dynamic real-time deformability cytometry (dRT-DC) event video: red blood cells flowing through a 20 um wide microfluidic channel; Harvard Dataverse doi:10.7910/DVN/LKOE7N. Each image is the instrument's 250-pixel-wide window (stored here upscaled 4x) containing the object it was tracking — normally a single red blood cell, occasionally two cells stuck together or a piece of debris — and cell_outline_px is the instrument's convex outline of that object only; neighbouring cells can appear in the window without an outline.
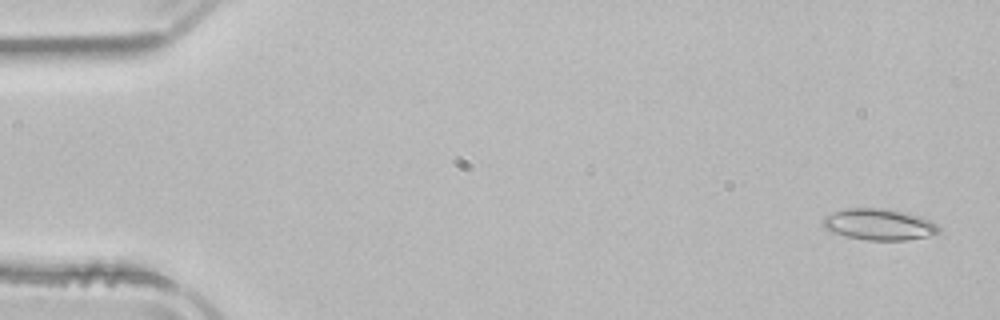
{"species": "common noctule bat (a hibernating species)", "species_latin": "Nyctalus noctula", "temperature_condition": "room temperature", "stored_images_in_passage": 52, "camera_frame_rate_fps": 3000, "um_per_image_px": 0.085, "animal": {"sex": "male", "body_mass_g": 21.5, "forearm_length_mm": 52.0}, "frame": {"image": 1, "passage_image": 2, "time_ms": 0.333, "image_size_px": [1000, 320], "cell_outline_px": [[940, 232], [928, 236], [908, 240], [868, 240], [848, 236], [832, 232], [824, 228], [824, 216], [832, 212], [848, 208], [884, 208], [908, 212], [932, 220], [940, 228]], "centroid_in_image_um": [74.76, 19.06], "position_along_channel_um": 10.2, "area_um2": 21.21}}
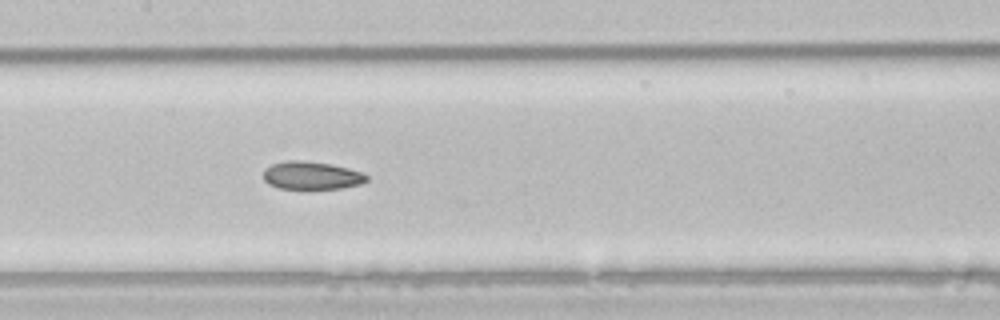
{"frame": {"image": 2, "passage_image": 25, "time_ms": 8.0, "image_size_px": [1000, 320], "cell_outline_px": [[368, 180], [360, 184], [340, 188], [308, 192], [280, 188], [268, 184], [264, 180], [264, 168], [272, 164], [288, 160], [296, 160], [328, 164], [348, 168], [360, 172], [368, 176]], "centroid_in_image_um": [26.45, 14.97], "position_along_channel_um": 181.0, "area_um2": 17.34}}
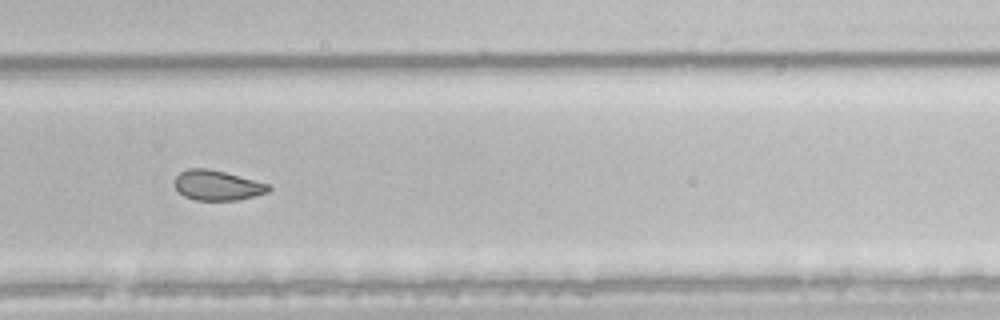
{"frame": {"image": 3, "passage_image": 35, "time_ms": 11.333, "image_size_px": [1000, 320], "cell_outline_px": [[272, 188], [268, 192], [236, 200], [196, 200], [184, 196], [172, 184], [172, 180], [180, 172], [188, 168], [208, 168], [224, 172], [268, 184]], "centroid_in_image_um": [18.4, 15.74], "position_along_channel_um": 311.4, "area_um2": 16.36}, "authors_computed_cell_mechanics": {"area_um2": 19.2185, "velocity_mm_per_s": 3.9315, "shape_relaxation_time_tau1_ms": 6.8921, "shape_relaxation_time_tau2_ms": 3.0045, "deformation_change_tau1": 0.1458, "deformation_change_tau2": 0.0739}}